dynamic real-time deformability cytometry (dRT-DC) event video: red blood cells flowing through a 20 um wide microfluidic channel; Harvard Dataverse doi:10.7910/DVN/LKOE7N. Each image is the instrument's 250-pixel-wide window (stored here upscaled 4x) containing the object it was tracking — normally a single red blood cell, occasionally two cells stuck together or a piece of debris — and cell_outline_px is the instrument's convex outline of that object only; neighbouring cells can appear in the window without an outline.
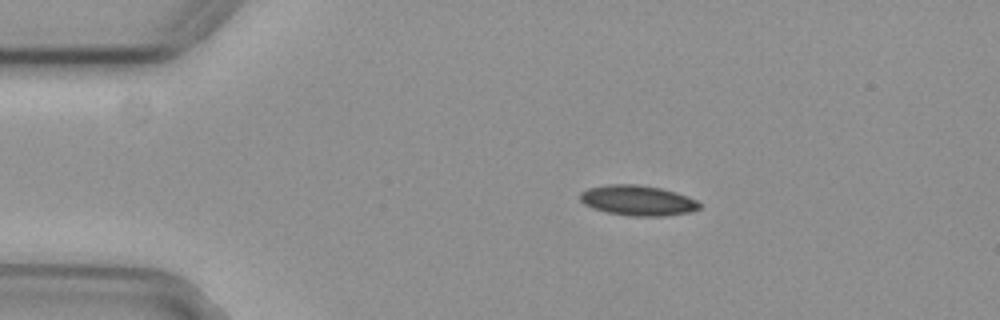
{"species": "common noctule bat (a hibernating species)", "species_latin": "Nyctalus noctula", "temperature_condition": "cold", "stored_images_in_passage": 8, "camera_frame_rate_fps": 3000, "um_per_image_px": 0.085, "animal": {"sex": "female", "body_mass_g": 29.2, "forearm_length_mm": 56.3}, "frame": {"image": 1, "passage_image": 1, "time_ms": 0.0, "image_size_px": [1000, 320], "cell_outline_px": [[700, 208], [688, 212], [664, 216], [628, 216], [608, 212], [592, 208], [584, 204], [580, 200], [580, 192], [588, 188], [608, 184], [636, 184], [660, 188], [676, 192], [688, 196], [696, 200], [700, 204]], "centroid_in_image_um": [54.18, 17.03], "position_along_channel_um": 30.8, "area_um2": 21.04}}